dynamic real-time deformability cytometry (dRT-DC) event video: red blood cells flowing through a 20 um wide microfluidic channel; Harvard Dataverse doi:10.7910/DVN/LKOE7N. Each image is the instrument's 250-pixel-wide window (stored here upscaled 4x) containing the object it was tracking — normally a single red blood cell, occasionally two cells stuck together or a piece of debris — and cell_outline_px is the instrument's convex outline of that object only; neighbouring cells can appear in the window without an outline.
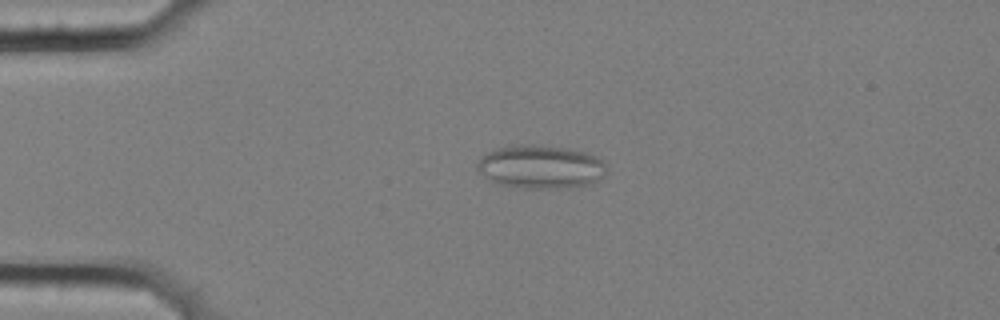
{"species": "common noctule bat (a hibernating species)", "species_latin": "Nyctalus noctula", "temperature_condition": "cold", "stored_images_in_passage": 4, "camera_frame_rate_fps": 3000, "um_per_image_px": 0.085, "animal": {"sex": "female", "body_mass_g": 25.1}, "frame": {"image": 1, "passage_image": 3, "time_ms": 0.667, "image_size_px": [1000, 320], "cell_outline_px": [[608, 172], [600, 180], [592, 184], [568, 188], [516, 188], [500, 184], [488, 180], [476, 168], [476, 160], [488, 152], [496, 148], [512, 144], [536, 144], [568, 148], [584, 152], [600, 160], [604, 164]], "centroid_in_image_um": [45.93, 14.18], "position_along_channel_um": 39.1, "area_um2": 33.23}}